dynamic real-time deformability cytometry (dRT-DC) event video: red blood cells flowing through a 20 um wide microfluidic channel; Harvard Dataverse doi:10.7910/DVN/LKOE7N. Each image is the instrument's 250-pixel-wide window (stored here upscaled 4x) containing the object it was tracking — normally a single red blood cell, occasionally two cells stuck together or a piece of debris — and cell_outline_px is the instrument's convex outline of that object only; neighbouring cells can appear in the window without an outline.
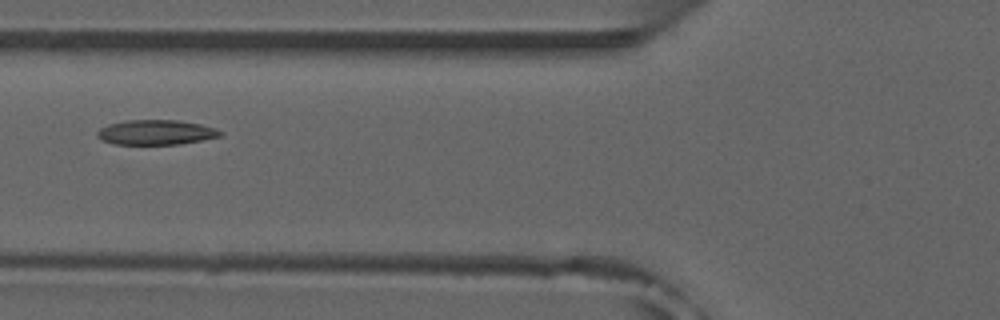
{"species": "common noctule bat (a hibernating species)", "species_latin": "Nyctalus noctula", "temperature_condition": "room temperature", "stored_images_in_passage": 34, "camera_frame_rate_fps": 3000, "um_per_image_px": 0.085, "animal": {"sex": "male", "forearm_length_mm": 52.5}, "frame": {"image": 1, "passage_image": 6, "time_ms": 1.667, "image_size_px": [1000, 320], "cell_outline_px": [[224, 132], [220, 136], [180, 144], [112, 144], [100, 140], [96, 136], [96, 132], [100, 128], [108, 124], [128, 120], [176, 120], [200, 124], [216, 128]], "centroid_in_image_um": [13.22, 11.25], "position_along_channel_um": 112.6, "area_um2": 17.86}, "authors_computed_cell_mechanics": {"area_um2": 17.629, "velocity_mm_per_s": 3.845, "shape_relaxation_time_tau1_ms": 9.2612, "shape_relaxation_time_tau2_ms": 2.6034, "deformation_change_tau1": 0.1819, "deformation_change_tau2": 0.0828}}